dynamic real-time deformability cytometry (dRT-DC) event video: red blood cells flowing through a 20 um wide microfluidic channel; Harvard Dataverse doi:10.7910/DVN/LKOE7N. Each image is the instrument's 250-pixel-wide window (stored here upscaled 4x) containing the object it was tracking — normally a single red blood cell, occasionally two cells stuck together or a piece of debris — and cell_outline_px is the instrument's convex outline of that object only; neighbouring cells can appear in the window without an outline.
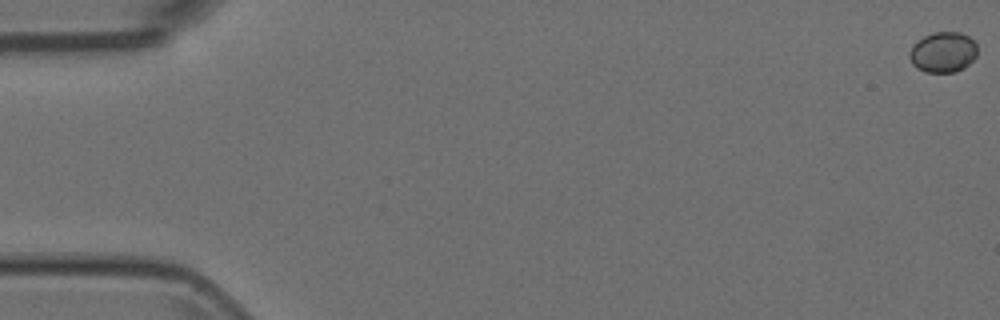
{"species": "Egyptian fruit bat (a non-hibernating species)", "species_latin": "Rousettus aegyptiacus", "temperature_condition": "room temperature", "stored_images_in_passage": 55, "camera_frame_rate_fps": 3000, "um_per_image_px": 0.085, "animal": {"sex": "female"}, "frame": {"image": 1, "passage_image": 1, "time_ms": 0.0, "image_size_px": [1000, 320], "cell_outline_px": [[976, 56], [964, 68], [956, 72], [924, 72], [916, 68], [912, 64], [908, 56], [908, 52], [916, 40], [932, 32], [960, 32], [968, 36], [976, 44]], "centroid_in_image_um": [80.12, 4.44], "position_along_channel_um": 4.9, "area_um2": 16.18}}
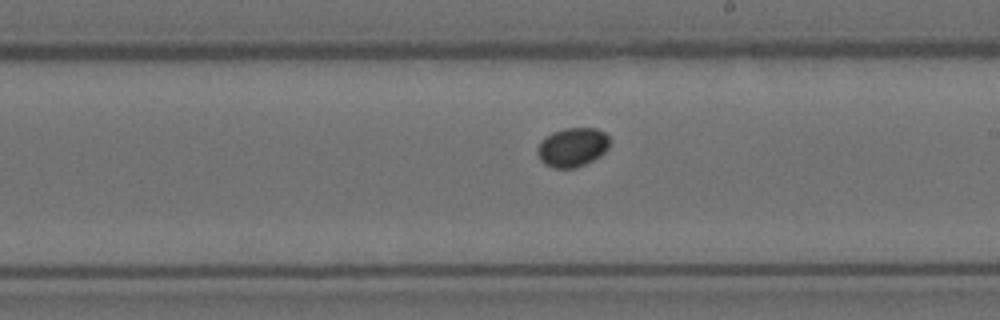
{"frame": {"image": 2, "passage_image": 32, "time_ms": 10.333, "image_size_px": [1000, 320], "cell_outline_px": [[608, 148], [600, 156], [576, 168], [552, 168], [544, 164], [540, 160], [536, 152], [536, 148], [540, 140], [544, 136], [552, 132], [564, 128], [596, 128], [604, 132], [608, 136]], "centroid_in_image_um": [48.6, 12.51], "position_along_channel_um": 240.4, "area_um2": 16.65}}
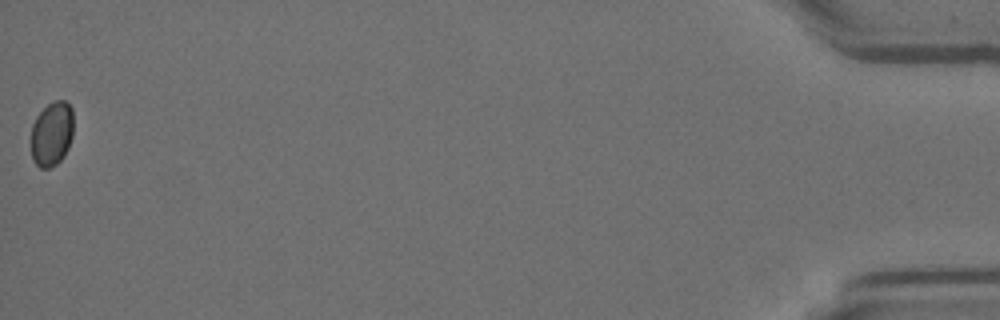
{"frame": {"image": 3, "passage_image": 55, "time_ms": 18.0, "image_size_px": [1000, 320], "cell_outline_px": [[72, 136], [68, 148], [64, 156], [56, 164], [48, 168], [40, 168], [32, 160], [32, 124], [36, 116], [52, 100], [64, 100], [72, 108]], "centroid_in_image_um": [4.4, 11.36], "position_along_channel_um": 430.8, "area_um2": 15.9}}